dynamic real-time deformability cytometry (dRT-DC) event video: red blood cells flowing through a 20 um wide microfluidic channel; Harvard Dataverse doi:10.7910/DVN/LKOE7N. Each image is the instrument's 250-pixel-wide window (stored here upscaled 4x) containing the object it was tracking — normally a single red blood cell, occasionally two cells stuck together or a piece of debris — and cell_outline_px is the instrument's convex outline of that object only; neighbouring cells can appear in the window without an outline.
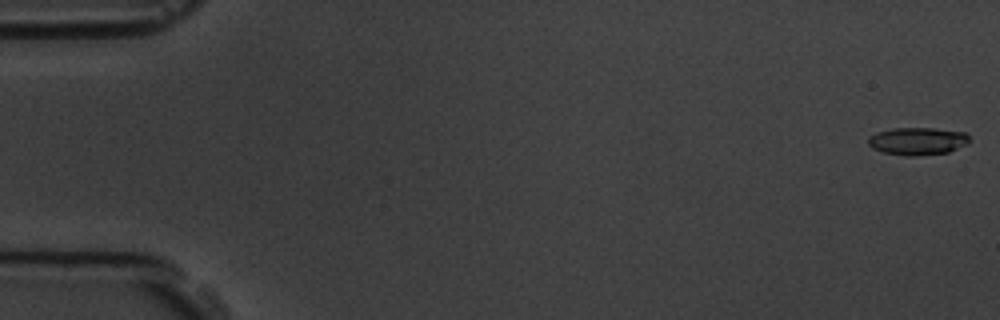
{"species": "common noctule bat (a hibernating species)", "species_latin": "Nyctalus noctula", "temperature_condition": "room temperature", "stored_images_in_passage": 58, "camera_frame_rate_fps": 3000, "um_per_image_px": 0.085, "animal": {"sex": "male", "body_mass_g": 19.5, "forearm_length_mm": 54.6}, "frame": {"image": 1, "passage_image": 1, "time_ms": 0.0, "image_size_px": [1000, 320], "cell_outline_px": [[968, 144], [948, 152], [912, 156], [908, 156], [884, 152], [872, 148], [868, 144], [868, 136], [876, 132], [892, 128], [932, 128], [964, 132], [968, 136]], "centroid_in_image_um": [77.96, 11.99], "position_along_channel_um": 7.0, "area_um2": 16.18}}
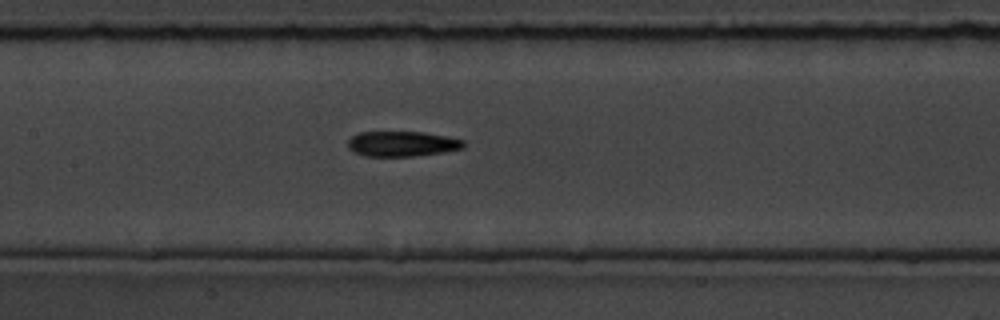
{"frame": {"image": 2, "passage_image": 28, "time_ms": 9.0, "image_size_px": [1000, 320], "cell_outline_px": [[464, 148], [444, 152], [412, 156], [364, 156], [348, 148], [348, 140], [352, 136], [360, 132], [424, 132], [464, 140]], "centroid_in_image_um": [34.17, 12.22], "position_along_channel_um": 173.2, "area_um2": 16.88}}
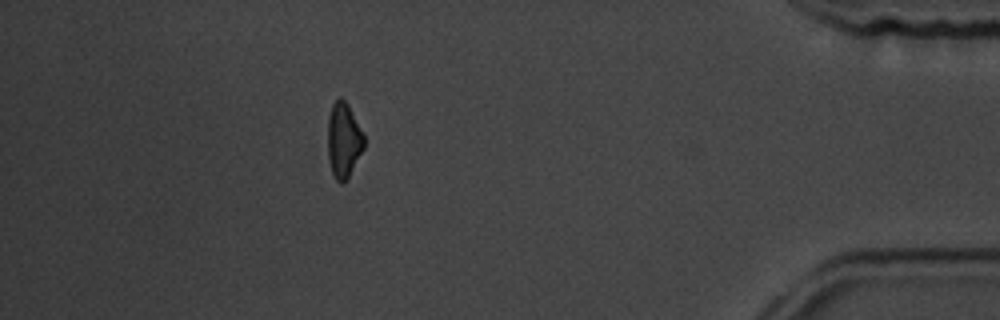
{"frame": {"image": 3, "passage_image": 52, "time_ms": 17.0, "image_size_px": [1000, 320], "cell_outline_px": [[364, 148], [344, 184], [340, 184], [336, 180], [332, 172], [328, 160], [328, 116], [332, 104], [340, 96], [348, 104], [364, 136]], "centroid_in_image_um": [29.19, 11.93], "position_along_channel_um": 406.0, "area_um2": 15.84}, "authors_computed_cell_mechanics": {"area_um2": 16.8776, "velocity_mm_per_s": 3.5246, "shape_relaxation_time_tau1_ms": 6.6942, "shape_relaxation_time_tau2_ms": 10.6771, "deformation_change_tau1": 0.1441, "deformation_change_tau2": 0.2078}}